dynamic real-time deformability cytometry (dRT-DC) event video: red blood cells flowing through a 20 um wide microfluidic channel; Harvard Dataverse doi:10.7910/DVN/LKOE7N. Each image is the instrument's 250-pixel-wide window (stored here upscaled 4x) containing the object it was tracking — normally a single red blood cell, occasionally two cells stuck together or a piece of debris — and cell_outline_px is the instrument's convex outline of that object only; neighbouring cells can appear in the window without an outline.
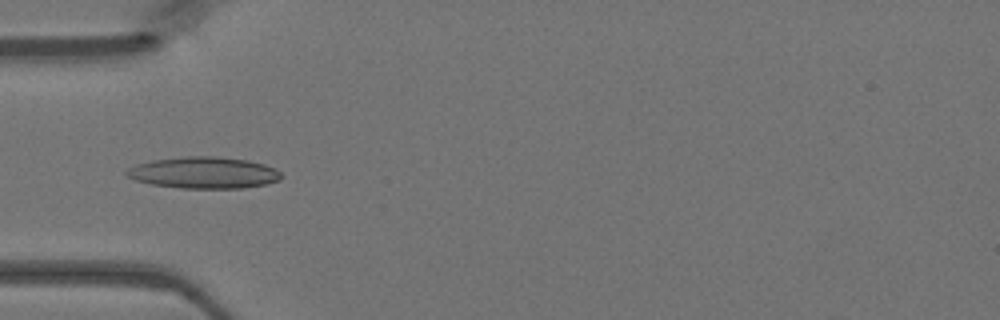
{"species": "Egyptian fruit bat (a non-hibernating species)", "species_latin": "Rousettus aegyptiacus", "temperature_condition": "warm", "stored_images_in_passage": 5, "camera_frame_rate_fps": 3000, "um_per_image_px": 0.085, "animal": {"sex": "female"}, "frame": {"image": 1, "passage_image": 3, "time_ms": 0.667, "image_size_px": [1000, 320], "cell_outline_px": [[280, 180], [268, 184], [244, 188], [180, 188], [152, 184], [136, 180], [128, 176], [124, 172], [128, 168], [136, 164], [152, 160], [184, 156], [212, 156], [248, 160], [264, 164], [276, 168], [280, 172]], "centroid_in_image_um": [17.34, 14.68], "position_along_channel_um": 67.7, "area_um2": 28.5}}